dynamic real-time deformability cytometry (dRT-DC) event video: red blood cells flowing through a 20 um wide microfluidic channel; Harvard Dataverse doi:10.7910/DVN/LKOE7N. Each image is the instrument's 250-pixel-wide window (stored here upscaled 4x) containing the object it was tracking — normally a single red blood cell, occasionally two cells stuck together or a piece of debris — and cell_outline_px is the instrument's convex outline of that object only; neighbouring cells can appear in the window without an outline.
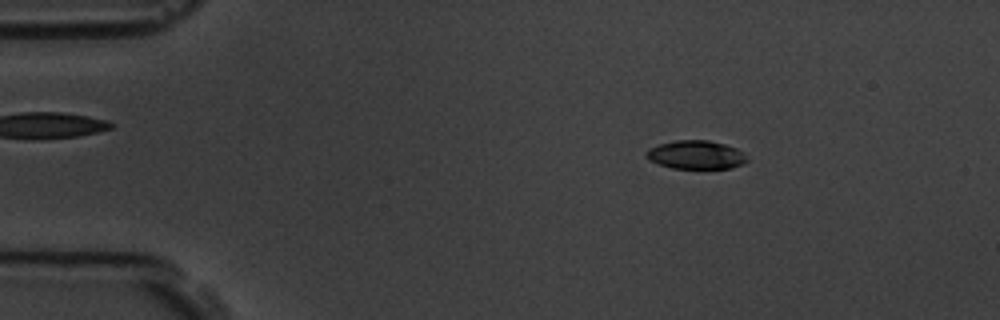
{"species": "common noctule bat (a hibernating species)", "species_latin": "Nyctalus noctula", "temperature_condition": "room temperature", "stored_images_in_passage": 57, "camera_frame_rate_fps": 3000, "um_per_image_px": 0.085, "animal": {"sex": "male", "body_mass_g": 19.5, "forearm_length_mm": 54.6}, "frame": {"image": 1, "passage_image": 9, "time_ms": 2.667, "image_size_px": [1000, 320], "cell_outline_px": [[748, 160], [744, 164], [728, 168], [672, 168], [648, 160], [644, 156], [644, 152], [648, 148], [660, 144], [676, 140], [708, 140], [724, 144], [736, 148]], "centroid_in_image_um": [59.1, 13.15], "position_along_channel_um": 25.9, "area_um2": 16.65}}
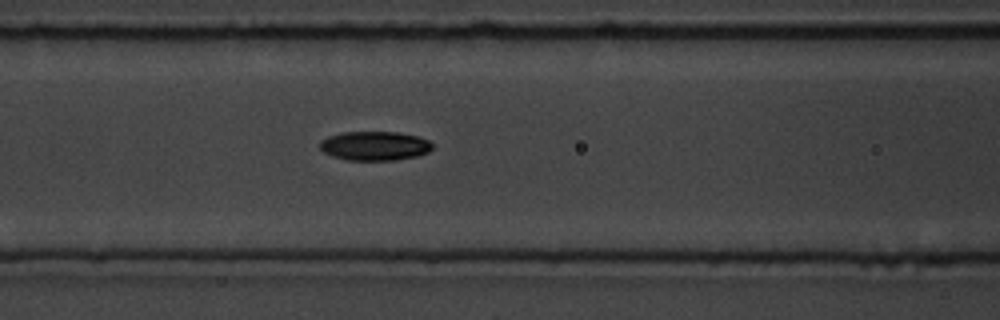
{"frame": {"image": 2, "passage_image": 24, "time_ms": 7.667, "image_size_px": [1000, 320], "cell_outline_px": [[432, 148], [428, 152], [416, 156], [396, 160], [344, 160], [332, 156], [324, 152], [320, 148], [320, 140], [328, 136], [340, 132], [396, 132], [420, 136], [428, 140], [432, 144]], "centroid_in_image_um": [31.83, 12.39], "position_along_channel_um": 134.8, "area_um2": 19.25}}
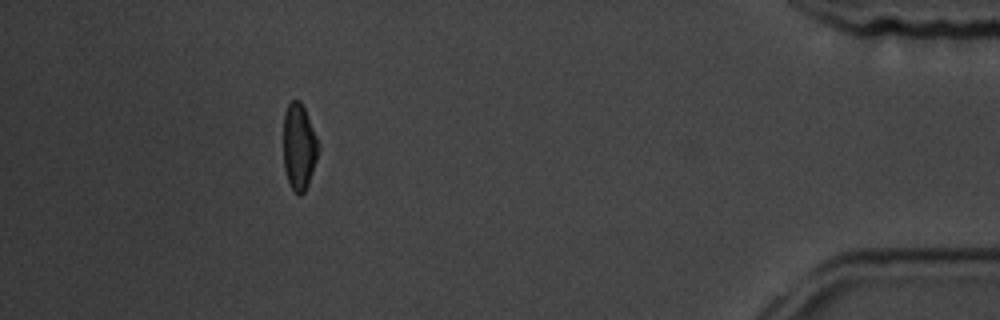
{"frame": {"image": 3, "passage_image": 52, "time_ms": 17.0, "image_size_px": [1000, 320], "cell_outline_px": [[316, 160], [308, 184], [304, 192], [300, 196], [296, 196], [288, 180], [284, 168], [284, 112], [288, 104], [292, 100], [300, 100], [304, 108], [316, 136]], "centroid_in_image_um": [25.38, 12.49], "position_along_channel_um": 409.8, "area_um2": 17.11}, "authors_computed_cell_mechanics": {"area_um2": 18.2648, "velocity_mm_per_s": 3.564, "shape_relaxation_time_tau1_ms": 4.0024, "shape_relaxation_time_tau2_ms": null, "deformation_change_tau1": 0.1341, "deformation_change_tau2": null}}